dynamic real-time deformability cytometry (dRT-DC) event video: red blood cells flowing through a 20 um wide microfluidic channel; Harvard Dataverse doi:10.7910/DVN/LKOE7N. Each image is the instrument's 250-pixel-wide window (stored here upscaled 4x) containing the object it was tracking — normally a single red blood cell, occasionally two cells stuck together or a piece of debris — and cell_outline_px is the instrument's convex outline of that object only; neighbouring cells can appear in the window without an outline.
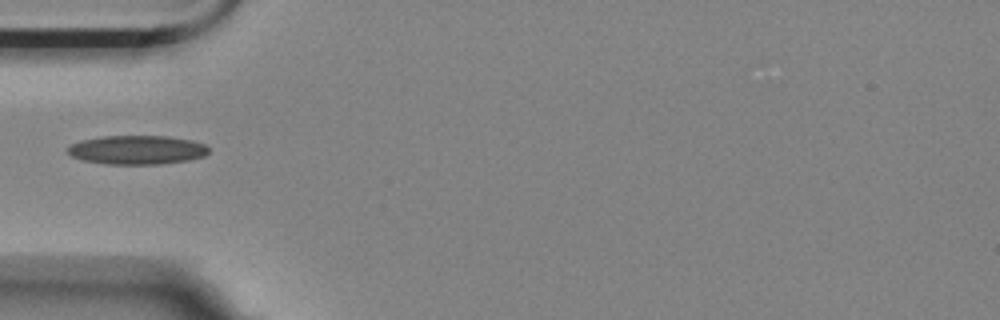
{"species": "Egyptian fruit bat (a non-hibernating species)", "species_latin": "Rousettus aegyptiacus", "temperature_condition": "room temperature", "stored_images_in_passage": 39, "camera_frame_rate_fps": 3000, "um_per_image_px": 0.085, "animal": {"sex": "female"}, "frame": {"image": 1, "passage_image": 1, "time_ms": 0.0, "image_size_px": [1000, 320], "cell_outline_px": [[208, 152], [204, 156], [188, 160], [160, 164], [108, 164], [84, 160], [72, 156], [68, 152], [68, 148], [72, 144], [80, 140], [104, 136], [168, 136], [192, 140], [204, 144], [208, 148]], "centroid_in_image_um": [11.66, 12.73], "position_along_channel_um": 73.3, "area_um2": 23.64}}
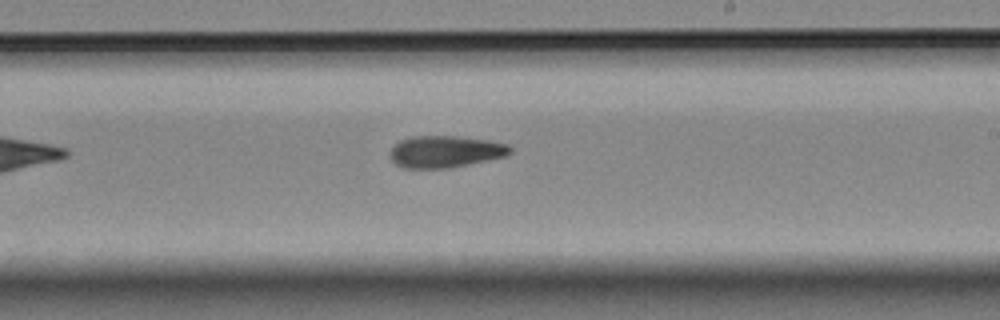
{"frame": {"image": 2, "passage_image": 16, "time_ms": 5.0, "image_size_px": [1000, 320], "cell_outline_px": [[512, 152], [504, 156], [488, 160], [448, 168], [404, 168], [396, 164], [392, 160], [392, 148], [400, 140], [412, 136], [456, 136], [488, 140], [508, 144], [512, 148]], "centroid_in_image_um": [37.87, 12.88], "position_along_channel_um": 251.1, "area_um2": 22.08}}
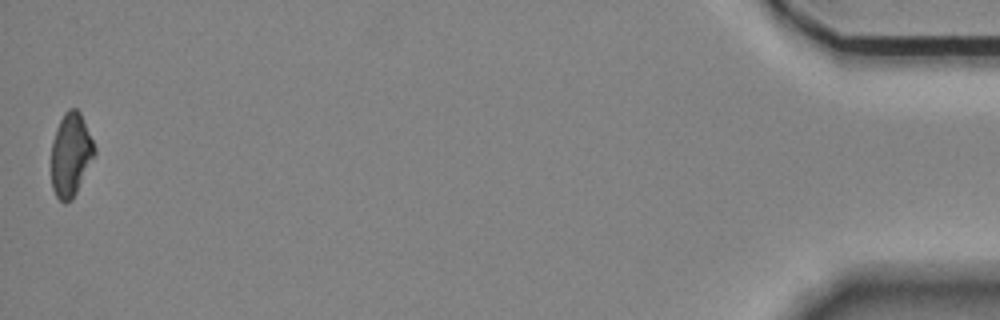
{"frame": {"image": 3, "passage_image": 39, "time_ms": 12.667, "image_size_px": [1000, 320], "cell_outline_px": [[96, 152], [72, 200], [64, 204], [56, 196], [52, 188], [52, 140], [56, 128], [64, 112], [68, 108], [76, 108], [80, 112], [96, 148]], "centroid_in_image_um": [6.01, 13.13], "position_along_channel_um": 429.2, "area_um2": 20.87}}